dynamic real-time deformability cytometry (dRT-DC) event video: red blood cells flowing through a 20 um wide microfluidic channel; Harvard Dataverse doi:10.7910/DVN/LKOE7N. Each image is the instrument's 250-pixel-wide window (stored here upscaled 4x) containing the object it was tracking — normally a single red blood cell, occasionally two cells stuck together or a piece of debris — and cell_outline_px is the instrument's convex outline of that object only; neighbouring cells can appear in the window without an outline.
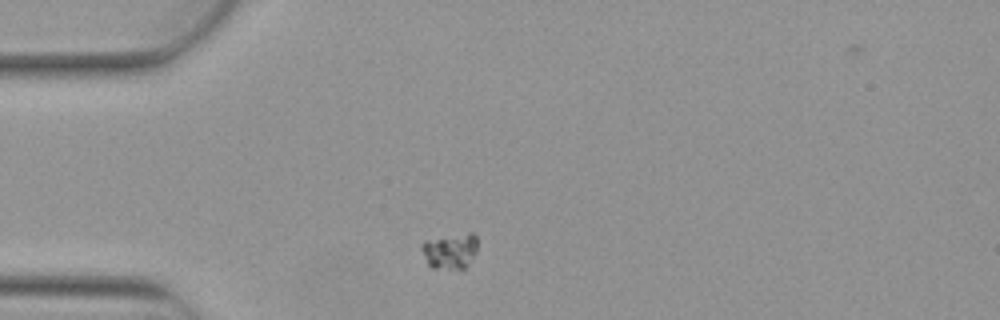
{"species": "Egyptian fruit bat (a non-hibernating species)", "species_latin": "Rousettus aegyptiacus", "temperature_condition": "warm", "stored_images_in_passage": 2, "camera_frame_rate_fps": 3000, "um_per_image_px": 0.085, "animal": {"sex": "female"}, "frame": {"image": 1, "passage_image": 1, "time_ms": 0.0, "image_size_px": [1000, 320], "cell_outline_px": [[476, 252], [464, 272], [432, 268], [428, 264], [420, 248], [420, 244], [424, 240], [468, 232], [472, 232], [476, 236]], "centroid_in_image_um": [38.26, 21.38], "position_along_channel_um": 46.7, "area_um2": 12.14}}